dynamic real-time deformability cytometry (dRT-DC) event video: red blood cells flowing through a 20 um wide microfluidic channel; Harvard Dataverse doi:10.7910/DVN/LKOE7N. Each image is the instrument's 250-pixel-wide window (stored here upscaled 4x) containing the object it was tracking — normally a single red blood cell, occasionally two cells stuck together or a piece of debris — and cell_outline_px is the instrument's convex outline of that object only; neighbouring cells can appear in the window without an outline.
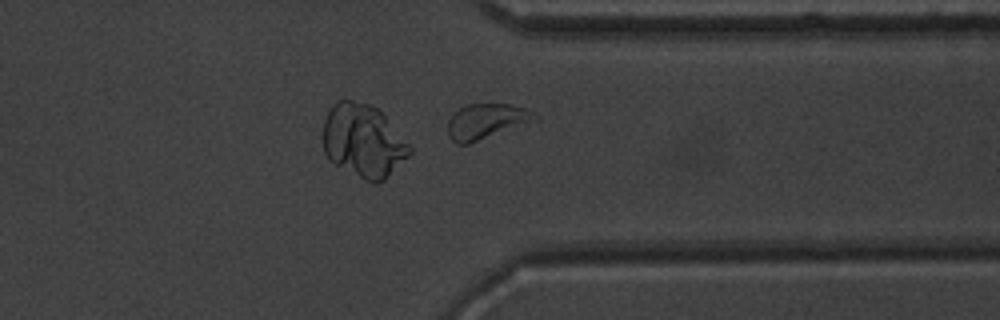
{"species": "common noctule bat (a hibernating species)", "species_latin": "Nyctalus noctula", "temperature_condition": "warm", "stored_images_in_passage": 42, "camera_frame_rate_fps": 3000, "um_per_image_px": 0.085, "animal": {"sex": "male", "body_mass_g": 20.1, "forearm_length_mm": 53.5}, "frame": {"image": 1, "passage_image": 42, "time_ms": 13.667, "image_size_px": [1000, 320], "cell_outline_px": [[540, 120], [468, 144], [456, 144], [448, 136], [448, 120], [464, 104], [512, 104], [528, 108], [540, 116]], "centroid_in_image_um": [41.41, 10.31], "position_along_channel_um": 370.0, "area_um2": 18.26}}